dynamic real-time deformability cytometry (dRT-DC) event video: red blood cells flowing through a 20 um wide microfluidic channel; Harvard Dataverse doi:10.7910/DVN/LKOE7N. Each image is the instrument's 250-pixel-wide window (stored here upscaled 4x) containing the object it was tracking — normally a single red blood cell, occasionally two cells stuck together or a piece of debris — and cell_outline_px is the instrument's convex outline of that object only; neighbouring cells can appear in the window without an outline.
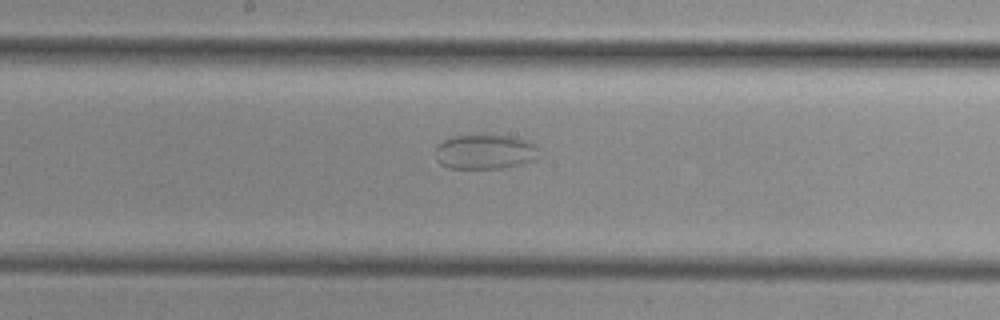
{"species": "common noctule bat (a hibernating species)", "species_latin": "Nyctalus noctula", "temperature_condition": "cold", "stored_images_in_passage": 49, "camera_frame_rate_fps": 3000, "um_per_image_px": 0.085, "animal": {"sex": "female", "body_mass_g": 29.2, "forearm_length_mm": 56.3}, "frame": {"image": 1, "passage_image": 27, "time_ms": 8.667, "image_size_px": [1000, 320], "cell_outline_px": [[540, 148], [536, 160], [520, 164], [500, 168], [448, 168], [440, 164], [436, 160], [436, 148], [444, 140], [452, 136], [512, 136], [532, 140]], "centroid_in_image_um": [41.29, 12.9], "position_along_channel_um": 206.9, "area_um2": 21.04}}
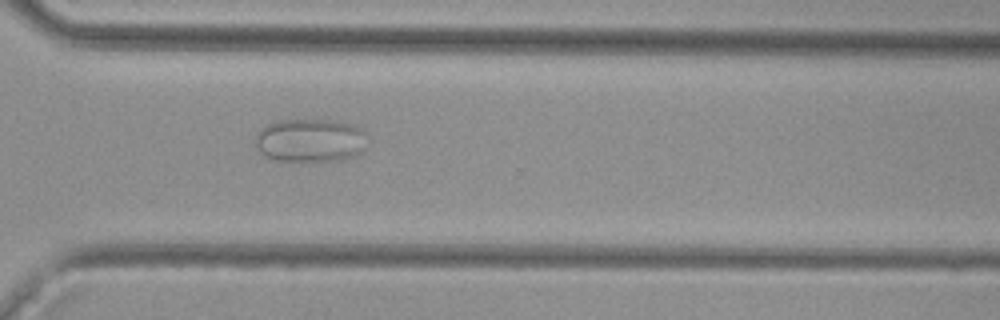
{"frame": {"image": 2, "passage_image": 37, "time_ms": 12.0, "image_size_px": [1000, 320], "cell_outline_px": [[364, 148], [356, 156], [344, 160], [276, 160], [264, 156], [256, 148], [252, 140], [256, 132], [260, 128], [276, 120], [336, 120], [352, 124], [360, 128], [364, 132]], "centroid_in_image_um": [26.3, 11.92], "position_along_channel_um": 344.3, "area_um2": 28.55}}
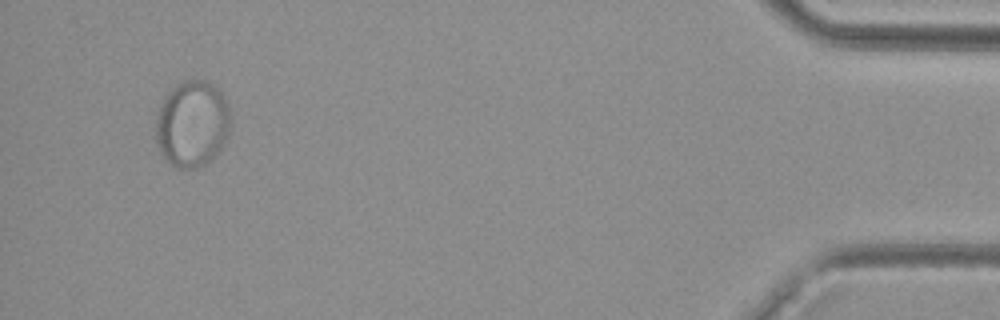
{"frame": {"image": 3, "passage_image": 48, "time_ms": 15.667, "image_size_px": [1000, 320], "cell_outline_px": [[232, 116], [228, 140], [212, 160], [196, 168], [176, 168], [160, 152], [156, 140], [156, 120], [160, 108], [168, 92], [176, 84], [184, 80], [208, 80], [220, 92], [228, 104]], "centroid_in_image_um": [16.39, 10.53], "position_along_channel_um": 418.8, "area_um2": 37.92}}